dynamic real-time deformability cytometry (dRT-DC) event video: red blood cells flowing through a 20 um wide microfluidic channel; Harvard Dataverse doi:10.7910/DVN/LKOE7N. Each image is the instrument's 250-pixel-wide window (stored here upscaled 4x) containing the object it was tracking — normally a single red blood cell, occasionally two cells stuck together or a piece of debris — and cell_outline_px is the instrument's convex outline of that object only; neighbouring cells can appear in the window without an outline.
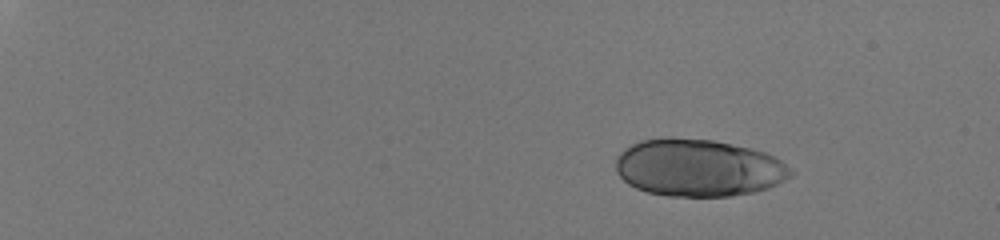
{"species": "human", "species_latin": "Homo sapiens", "temperature_condition": "room temperature", "stored_images_in_passage": 4, "camera_frame_rate_fps": 3000, "um_per_image_px": 0.085, "donor": {"sex": "male"}, "frame": {"image": 1, "passage_image": 3, "time_ms": 0.667, "image_size_px": [1000, 240], "cell_outline_px": [[740, 188], [736, 192], [716, 196], [688, 196], [652, 192], [640, 188], [632, 184], [620, 172], [620, 160], [632, 148], [640, 144], [652, 140], [700, 140], [724, 144], [736, 148]], "centroid_in_image_um": [58.04, 14.26], "position_along_channel_um": 27.0, "area_um2": 41.5}}